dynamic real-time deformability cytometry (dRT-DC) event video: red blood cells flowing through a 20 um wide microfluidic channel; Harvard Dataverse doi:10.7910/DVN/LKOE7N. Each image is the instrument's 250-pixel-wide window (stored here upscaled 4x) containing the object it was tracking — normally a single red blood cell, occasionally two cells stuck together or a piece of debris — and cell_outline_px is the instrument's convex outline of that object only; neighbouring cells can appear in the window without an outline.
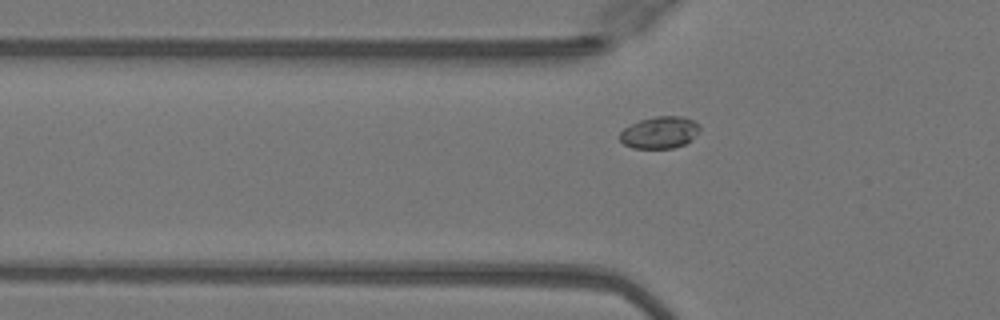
{"species": "Egyptian fruit bat (a non-hibernating species)", "species_latin": "Rousettus aegyptiacus", "temperature_condition": "warm", "stored_images_in_passage": 34, "camera_frame_rate_fps": 3000, "um_per_image_px": 0.085, "animal": {"sex": "female"}, "frame": {"image": 1, "passage_image": 7, "time_ms": 2.0, "image_size_px": [1000, 320], "cell_outline_px": [[700, 132], [692, 140], [684, 144], [672, 148], [632, 148], [624, 144], [620, 140], [620, 132], [624, 128], [640, 120], [656, 116], [680, 116], [692, 120], [700, 128]], "centroid_in_image_um": [56.08, 11.27], "position_along_channel_um": 69.7, "area_um2": 14.8}}
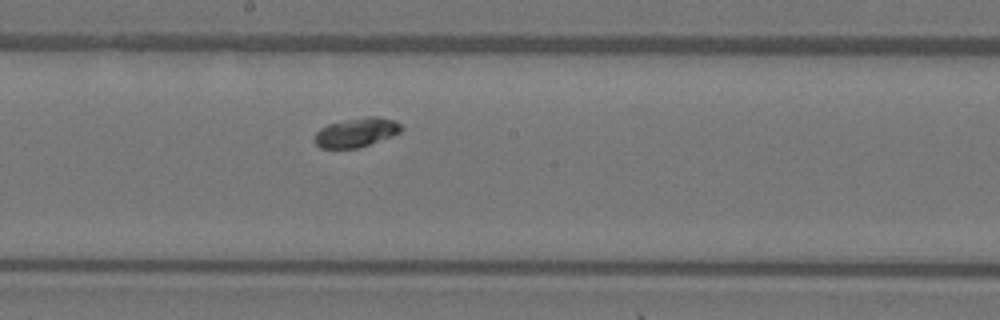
{"frame": {"image": 2, "passage_image": 18, "time_ms": 5.667, "image_size_px": [1000, 320], "cell_outline_px": [[404, 128], [400, 132], [392, 136], [356, 148], [320, 148], [316, 144], [316, 132], [320, 128], [328, 124], [344, 120], [364, 116], [380, 116], [396, 120]], "centroid_in_image_um": [30.32, 11.23], "position_along_channel_um": 217.9, "area_um2": 14.74}}
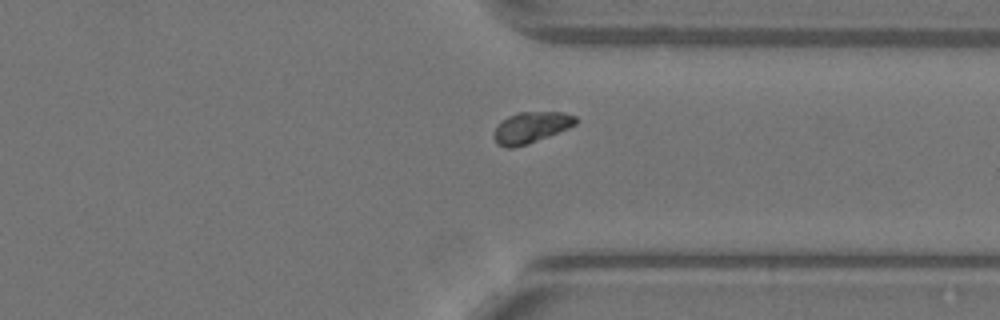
{"frame": {"image": 3, "passage_image": 29, "time_ms": 9.333, "image_size_px": [1000, 320], "cell_outline_px": [[580, 120], [576, 124], [568, 128], [528, 144], [512, 148], [504, 148], [496, 144], [492, 136], [492, 132], [508, 116], [520, 112], [564, 112], [576, 116]], "centroid_in_image_um": [45.14, 10.84], "position_along_channel_um": 366.3, "area_um2": 14.91}}